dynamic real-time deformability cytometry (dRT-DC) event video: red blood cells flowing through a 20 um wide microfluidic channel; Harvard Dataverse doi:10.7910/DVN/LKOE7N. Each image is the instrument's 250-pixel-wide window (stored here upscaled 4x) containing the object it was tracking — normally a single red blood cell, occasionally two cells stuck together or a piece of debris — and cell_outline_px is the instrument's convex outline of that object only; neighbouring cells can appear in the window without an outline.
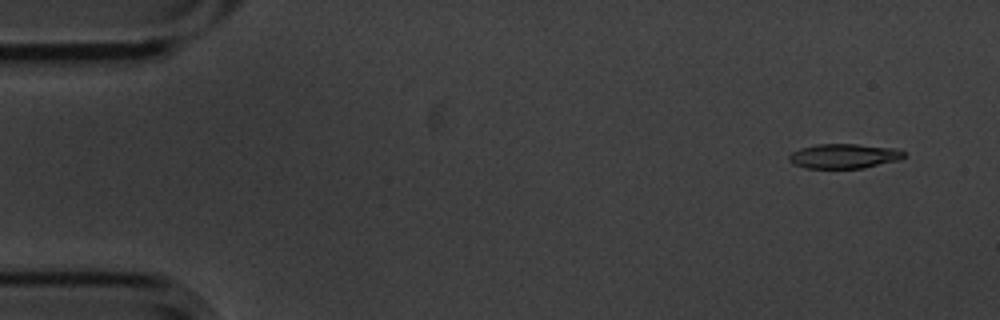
{"species": "common noctule bat (a hibernating species)", "species_latin": "Nyctalus noctula", "temperature_condition": "cold", "stored_images_in_passage": 3, "camera_frame_rate_fps": 3000, "um_per_image_px": 0.085, "animal": {"sex": "male", "body_mass_g": 20.1, "forearm_length_mm": 53.5}, "frame": {"image": 1, "passage_image": 1, "time_ms": 0.0, "image_size_px": [1000, 320], "cell_outline_px": [[904, 156], [900, 160], [864, 168], [804, 168], [788, 160], [788, 156], [792, 152], [800, 148], [816, 144], [856, 144], [892, 148], [904, 152]], "centroid_in_image_um": [71.72, 13.27], "position_along_channel_um": 13.3, "area_um2": 16.42}}